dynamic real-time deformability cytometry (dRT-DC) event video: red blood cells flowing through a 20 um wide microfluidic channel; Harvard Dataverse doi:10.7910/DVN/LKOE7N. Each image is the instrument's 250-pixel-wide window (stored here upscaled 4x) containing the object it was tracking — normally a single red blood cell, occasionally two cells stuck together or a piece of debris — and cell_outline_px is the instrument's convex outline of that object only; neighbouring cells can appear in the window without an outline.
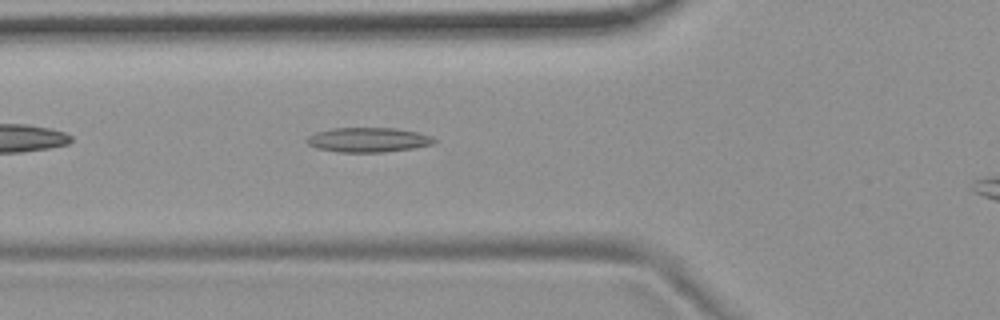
{"species": "common noctule bat (a hibernating species)", "species_latin": "Nyctalus noctula", "temperature_condition": "room temperature", "stored_images_in_passage": 35, "camera_frame_rate_fps": 3000, "um_per_image_px": 0.085, "animal": {"sex": "female", "body_mass_g": 19.9}, "frame": {"image": 1, "passage_image": 6, "time_ms": 1.667, "image_size_px": [1000, 320], "cell_outline_px": [[436, 140], [432, 144], [412, 148], [380, 152], [340, 152], [316, 148], [308, 144], [304, 140], [308, 136], [316, 132], [332, 128], [396, 128], [416, 132], [432, 136]], "centroid_in_image_um": [31.25, 11.88], "position_along_channel_um": 94.5, "area_um2": 18.15}}